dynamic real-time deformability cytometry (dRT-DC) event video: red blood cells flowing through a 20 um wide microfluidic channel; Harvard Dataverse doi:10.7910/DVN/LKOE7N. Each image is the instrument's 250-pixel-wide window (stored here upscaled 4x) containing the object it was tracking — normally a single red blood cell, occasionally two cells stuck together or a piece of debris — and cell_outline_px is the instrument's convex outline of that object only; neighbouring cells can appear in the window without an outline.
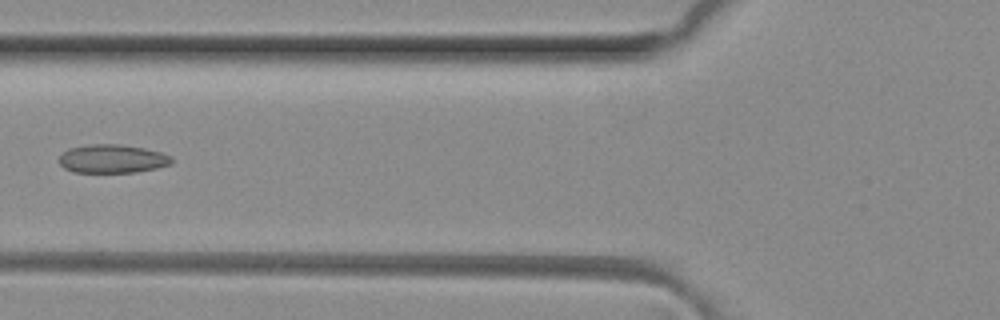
{"species": "common noctule bat (a hibernating species)", "species_latin": "Nyctalus noctula", "temperature_condition": "room temperature", "stored_images_in_passage": 6, "camera_frame_rate_fps": 3000, "um_per_image_px": 0.085, "animal": {"sex": "female", "body_mass_g": 29.2, "forearm_length_mm": 56.3}, "frame": {"image": 1, "passage_image": 5, "time_ms": 1.333, "image_size_px": [1000, 320], "cell_outline_px": [[172, 160], [168, 164], [156, 168], [136, 172], [76, 172], [64, 168], [60, 164], [60, 156], [68, 148], [92, 144], [120, 144], [144, 148], [160, 152], [172, 156]], "centroid_in_image_um": [9.54, 13.49], "position_along_channel_um": 116.3, "area_um2": 18.5}}
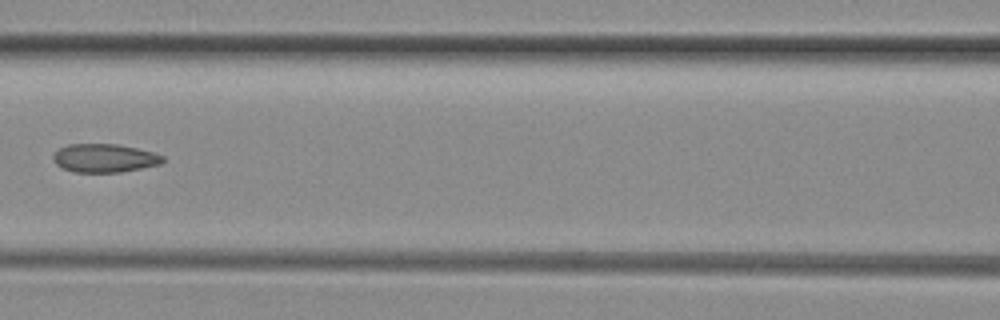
{"frame": {"image": 2, "passage_image": 6, "time_ms": 1.667, "image_size_px": [1000, 320], "cell_outline_px": [[164, 160], [160, 164], [120, 172], [76, 172], [64, 168], [56, 164], [52, 156], [60, 148], [68, 144], [116, 144], [136, 148], [152, 152], [164, 156]], "centroid_in_image_um": [8.88, 13.43], "position_along_channel_um": 157.7, "area_um2": 17.92}}